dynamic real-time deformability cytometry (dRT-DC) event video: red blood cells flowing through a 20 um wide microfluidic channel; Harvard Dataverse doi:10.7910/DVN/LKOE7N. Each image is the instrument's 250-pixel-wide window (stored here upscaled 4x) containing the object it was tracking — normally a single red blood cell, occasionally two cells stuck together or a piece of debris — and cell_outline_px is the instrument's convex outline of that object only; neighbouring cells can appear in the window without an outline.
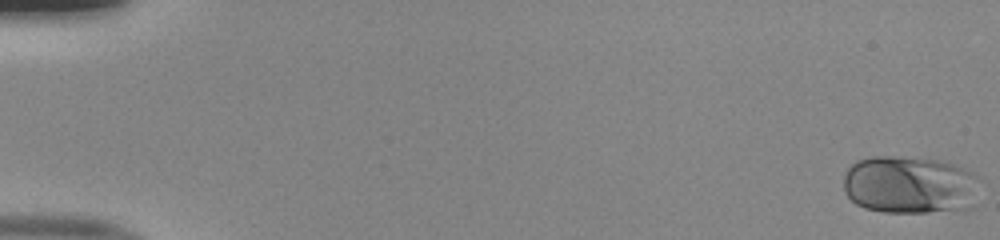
{"species": "human", "species_latin": "Homo sapiens", "temperature_condition": "room temperature", "stored_images_in_passage": 52, "camera_frame_rate_fps": 3000, "um_per_image_px": 0.085, "donor": {"sex": "male"}, "frame": {"image": 1, "passage_image": 1, "time_ms": 0.0, "image_size_px": [1000, 240], "cell_outline_px": [[976, 204], [972, 208], [928, 212], [884, 212], [864, 208], [856, 204], [844, 192], [844, 172], [856, 160], [872, 156], [892, 156], [936, 160], [952, 164], [964, 168], [972, 172], [976, 176]], "centroid_in_image_um": [77.3, 15.72], "position_along_channel_um": 7.7, "area_um2": 46.12}}
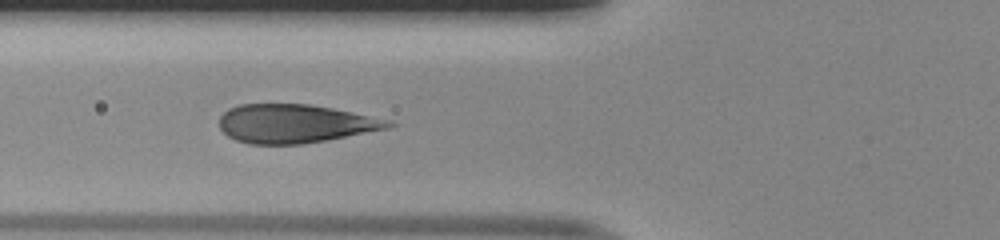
{"frame": {"image": 2, "passage_image": 21, "time_ms": 6.667, "image_size_px": [1000, 240], "cell_outline_px": [[396, 124], [388, 128], [324, 140], [300, 144], [248, 144], [236, 140], [228, 136], [220, 128], [220, 116], [228, 108], [240, 104], [308, 104], [332, 108], [392, 120]], "centroid_in_image_um": [25.05, 10.5], "position_along_channel_um": 100.8, "area_um2": 37.8}}
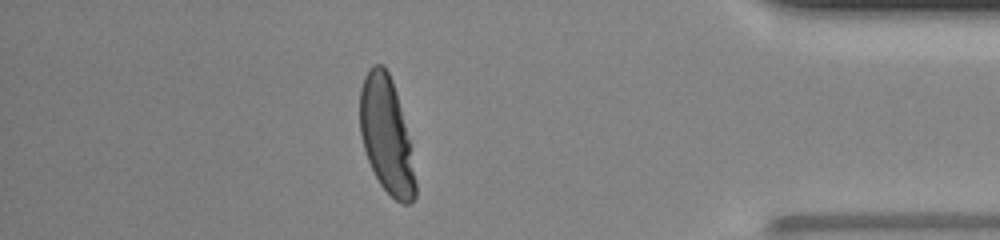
{"frame": {"image": 3, "passage_image": 46, "time_ms": 15.0, "image_size_px": [1000, 240], "cell_outline_px": [[416, 196], [408, 204], [400, 204], [380, 184], [368, 160], [360, 136], [360, 88], [364, 76], [372, 64], [384, 64], [392, 80], [396, 92], [408, 140], [416, 184]], "centroid_in_image_um": [32.81, 11.47], "position_along_channel_um": 402.4, "area_um2": 36.82}}